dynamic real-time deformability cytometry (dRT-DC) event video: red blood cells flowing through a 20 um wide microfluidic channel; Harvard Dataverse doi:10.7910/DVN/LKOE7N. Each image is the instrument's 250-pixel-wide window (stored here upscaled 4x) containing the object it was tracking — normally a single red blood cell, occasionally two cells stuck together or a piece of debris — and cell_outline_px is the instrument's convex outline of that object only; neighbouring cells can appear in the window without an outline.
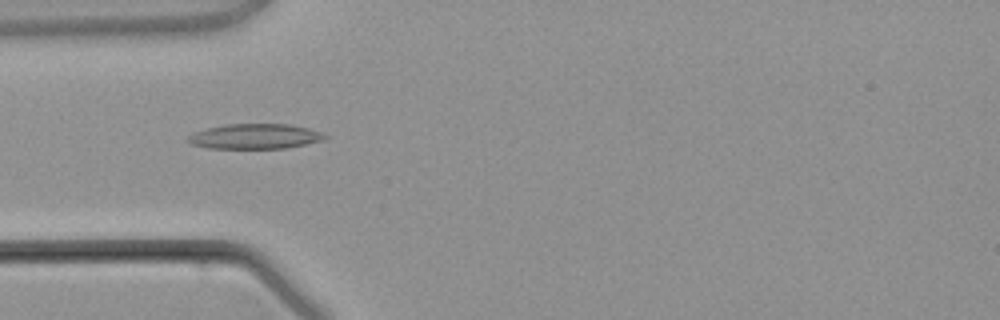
{"species": "common noctule bat (a hibernating species)", "species_latin": "Nyctalus noctula", "temperature_condition": "warm", "stored_images_in_passage": 4, "camera_frame_rate_fps": 3000, "um_per_image_px": 0.085, "animal": {"sex": "male", "body_mass_g": 21.5, "forearm_length_mm": 52.0}, "frame": {"image": 1, "passage_image": 3, "time_ms": 2.667, "image_size_px": [1000, 320], "cell_outline_px": [[328, 136], [324, 140], [284, 148], [208, 148], [192, 144], [188, 140], [188, 136], [196, 132], [208, 128], [228, 124], [288, 124], [308, 128], [320, 132]], "centroid_in_image_um": [21.69, 11.59], "position_along_channel_um": 63.3, "area_um2": 19.65}}
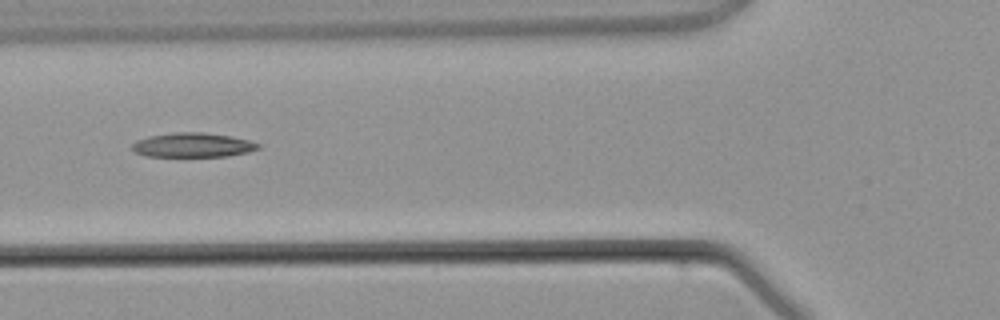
{"frame": {"image": 2, "passage_image": 4, "time_ms": 3.667, "image_size_px": [1000, 320], "cell_outline_px": [[260, 148], [248, 152], [228, 156], [148, 156], [136, 152], [132, 148], [132, 144], [136, 140], [148, 136], [172, 132], [204, 132], [232, 136], [248, 140], [260, 144]], "centroid_in_image_um": [16.4, 12.31], "position_along_channel_um": 109.4, "area_um2": 17.92}}